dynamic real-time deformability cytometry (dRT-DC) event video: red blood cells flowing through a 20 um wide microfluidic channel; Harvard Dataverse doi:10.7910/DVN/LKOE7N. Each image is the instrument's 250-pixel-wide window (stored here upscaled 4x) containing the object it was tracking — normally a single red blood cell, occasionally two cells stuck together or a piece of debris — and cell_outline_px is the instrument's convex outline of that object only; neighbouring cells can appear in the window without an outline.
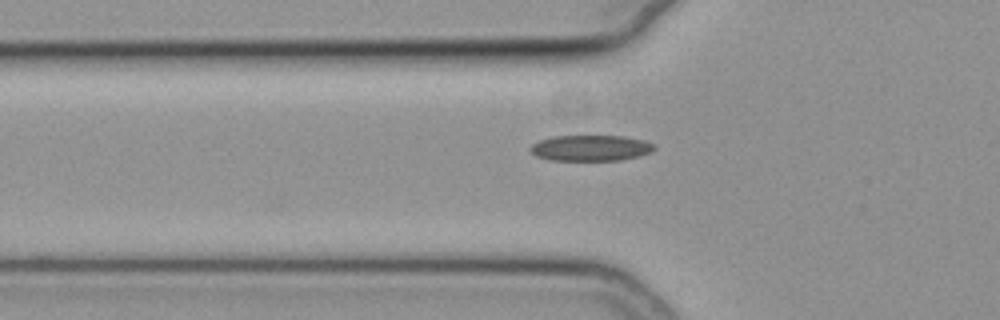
{"species": "common noctule bat (a hibernating species)", "species_latin": "Nyctalus noctula", "temperature_condition": "cold", "stored_images_in_passage": 29, "camera_frame_rate_fps": 3000, "um_per_image_px": 0.085, "animal": {"sex": "female", "body_mass_g": 19.3, "forearm_length_mm": 54.1}, "frame": {"image": 1, "passage_image": 5, "time_ms": 1.333, "image_size_px": [1000, 320], "cell_outline_px": [[656, 148], [652, 152], [640, 156], [620, 160], [552, 160], [536, 156], [528, 148], [532, 144], [540, 140], [552, 136], [624, 136], [644, 140], [656, 144]], "centroid_in_image_um": [50.25, 12.58], "position_along_channel_um": 75.6, "area_um2": 18.79}}
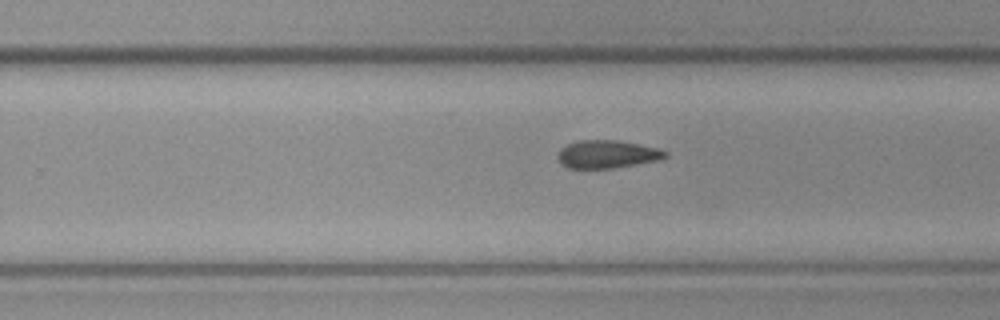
{"frame": {"image": 2, "passage_image": 21, "time_ms": 6.667, "image_size_px": [1000, 320], "cell_outline_px": [[668, 156], [660, 160], [612, 168], [568, 168], [560, 164], [556, 156], [560, 148], [568, 144], [580, 140], [616, 140], [660, 148], [668, 152]], "centroid_in_image_um": [51.6, 13.11], "position_along_channel_um": 278.2, "area_um2": 17.63}}
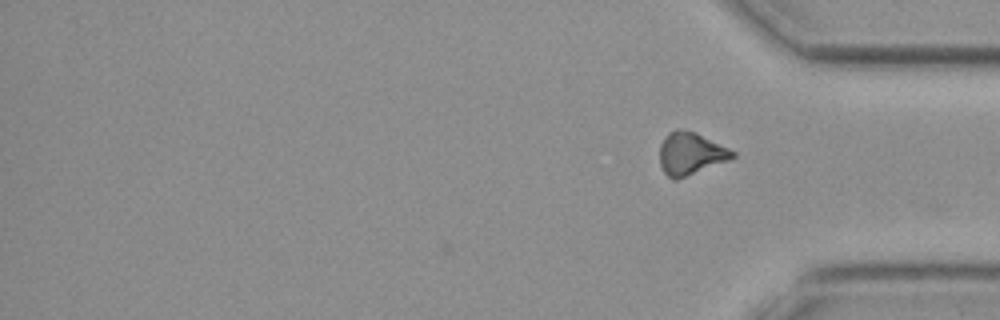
{"frame": {"image": 3, "passage_image": 29, "time_ms": 9.333, "image_size_px": [1000, 320], "cell_outline_px": [[736, 156], [728, 160], [676, 180], [672, 180], [664, 172], [660, 164], [660, 144], [664, 136], [668, 132], [676, 128], [684, 128], [696, 132], [736, 152]], "centroid_in_image_um": [58.67, 13.02], "position_along_channel_um": 376.5, "area_um2": 18.09}}